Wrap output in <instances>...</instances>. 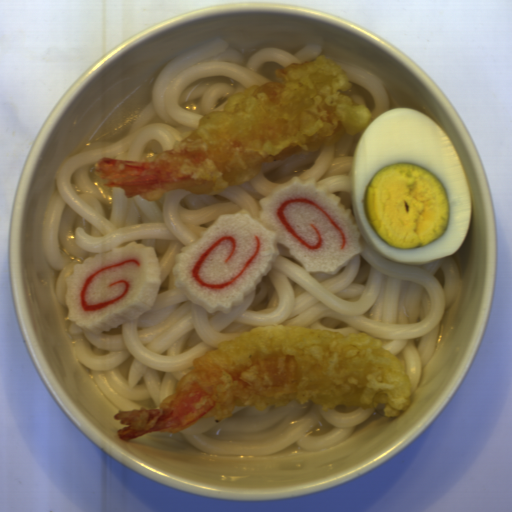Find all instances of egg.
Masks as SVG:
<instances>
[{"label": "egg", "mask_w": 512, "mask_h": 512, "mask_svg": "<svg viewBox=\"0 0 512 512\" xmlns=\"http://www.w3.org/2000/svg\"><path fill=\"white\" fill-rule=\"evenodd\" d=\"M350 184L360 236L385 260L419 265L450 257L467 235L468 178L450 138L418 110L397 107L366 125Z\"/></svg>", "instance_id": "1"}]
</instances>
